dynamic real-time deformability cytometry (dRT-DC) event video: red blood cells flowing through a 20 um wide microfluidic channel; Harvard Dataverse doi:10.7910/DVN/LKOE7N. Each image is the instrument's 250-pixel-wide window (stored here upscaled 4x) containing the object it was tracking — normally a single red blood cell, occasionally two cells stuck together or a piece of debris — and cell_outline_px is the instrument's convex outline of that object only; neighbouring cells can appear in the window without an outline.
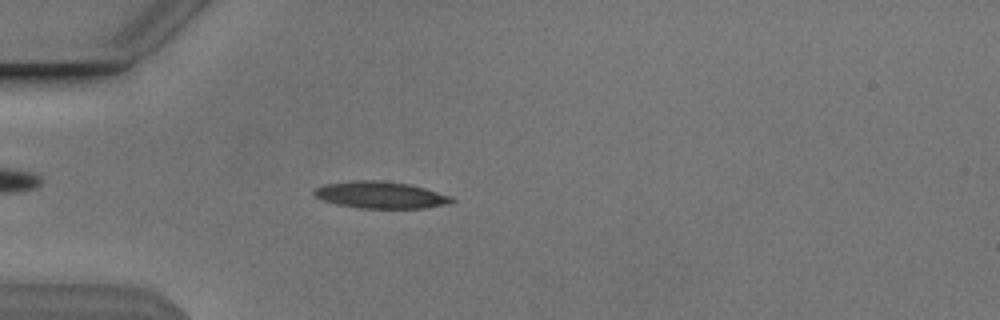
{"species": "Egyptian fruit bat (a non-hibernating species)", "species_latin": "Rousettus aegyptiacus", "temperature_condition": "cold", "stored_images_in_passage": 39, "camera_frame_rate_fps": 3000, "um_per_image_px": 0.085, "animal": {"sex": "male"}, "frame": {"image": 1, "passage_image": 1, "time_ms": 0.0, "image_size_px": [1000, 320], "cell_outline_px": [[456, 200], [448, 204], [424, 208], [356, 208], [336, 204], [324, 200], [316, 196], [312, 192], [316, 188], [324, 184], [352, 180], [380, 180], [408, 184], [424, 188], [452, 196]], "centroid_in_image_um": [32.35, 16.57], "position_along_channel_um": 52.7, "area_um2": 21.56}}
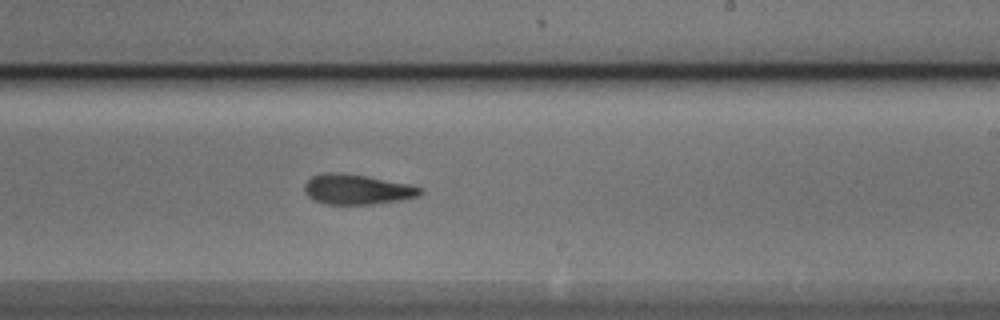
{"frame": {"image": 2, "passage_image": 18, "time_ms": 5.667, "image_size_px": [1000, 320], "cell_outline_px": [[424, 192], [420, 196], [400, 200], [372, 204], [324, 204], [312, 200], [304, 192], [304, 184], [312, 176], [324, 172], [340, 172], [368, 176], [408, 184], [424, 188]], "centroid_in_image_um": [30.34, 16.09], "position_along_channel_um": 258.7, "area_um2": 20.58}}
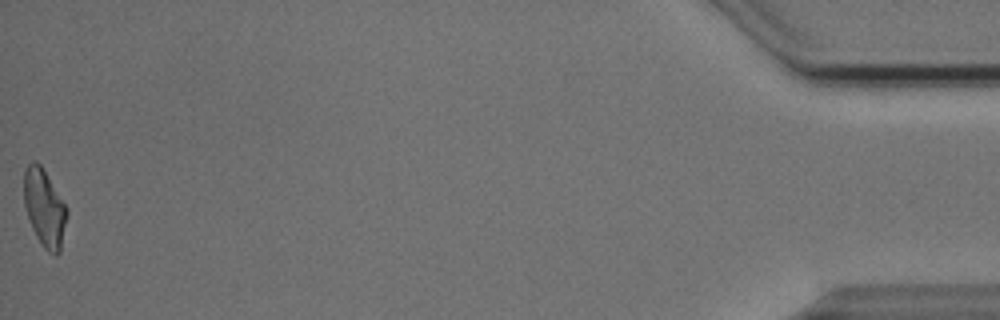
{"frame": {"image": 3, "passage_image": 39, "time_ms": 12.667, "image_size_px": [1000, 320], "cell_outline_px": [[68, 216], [60, 252], [56, 256], [48, 252], [44, 248], [36, 236], [32, 228], [24, 204], [24, 168], [32, 160], [36, 160], [40, 164], [68, 208]], "centroid_in_image_um": [3.79, 17.68], "position_along_channel_um": 431.4, "area_um2": 19.54}, "authors_computed_cell_mechanics": {"area_um2": 20.23, "velocity_mm_per_s": 3.8444, "shape_relaxation_time_tau1_ms": 6.0823, "shape_relaxation_time_tau2_ms": 4.4062, "deformation_change_tau1": 0.1771, "deformation_change_tau2": 0.1504}}